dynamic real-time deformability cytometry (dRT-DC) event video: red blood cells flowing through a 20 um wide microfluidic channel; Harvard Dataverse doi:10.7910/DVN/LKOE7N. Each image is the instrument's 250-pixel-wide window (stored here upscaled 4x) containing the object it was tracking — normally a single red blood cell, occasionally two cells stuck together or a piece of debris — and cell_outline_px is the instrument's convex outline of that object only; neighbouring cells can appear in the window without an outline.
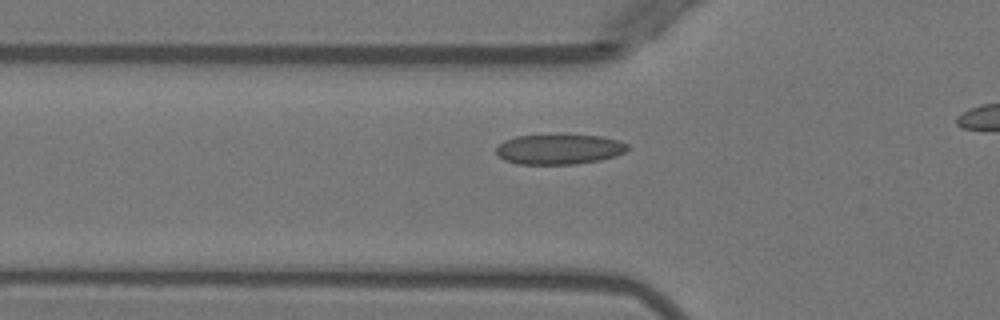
{"species": "Egyptian fruit bat (a non-hibernating species)", "species_latin": "Rousettus aegyptiacus", "temperature_condition": "warm", "stored_images_in_passage": 31, "camera_frame_rate_fps": 3000, "um_per_image_px": 0.085, "animal": {"sex": "female"}, "frame": {"image": 1, "passage_image": 6, "time_ms": 1.667, "image_size_px": [1000, 320], "cell_outline_px": [[628, 148], [624, 152], [616, 156], [600, 160], [576, 164], [516, 164], [504, 160], [496, 152], [496, 148], [504, 140], [516, 136], [560, 132], [564, 132], [600, 136], [620, 140], [628, 144]], "centroid_in_image_um": [47.54, 12.64], "position_along_channel_um": 78.3, "area_um2": 24.04}}
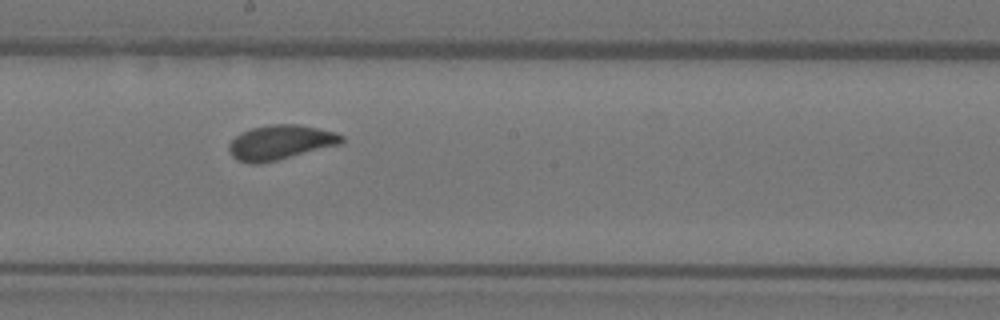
{"frame": {"image": 2, "passage_image": 17, "time_ms": 5.333, "image_size_px": [1000, 320], "cell_outline_px": [[344, 140], [340, 144], [260, 164], [252, 164], [236, 160], [232, 156], [228, 148], [228, 144], [240, 132], [252, 128], [268, 124], [300, 124], [336, 132], [344, 136]], "centroid_in_image_um": [23.81, 12.09], "position_along_channel_um": 224.4, "area_um2": 22.77}}
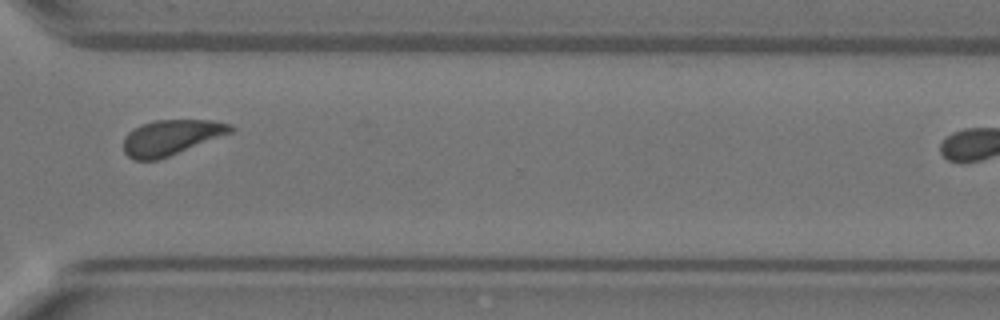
{"frame": {"image": 3, "passage_image": 27, "time_ms": 8.667, "image_size_px": [1000, 320], "cell_outline_px": [[236, 132], [168, 156], [156, 160], [136, 160], [128, 156], [124, 152], [124, 136], [132, 128], [156, 120], [212, 120], [232, 124], [236, 128]], "centroid_in_image_um": [14.61, 11.67], "position_along_channel_um": 356.0, "area_um2": 22.2}}